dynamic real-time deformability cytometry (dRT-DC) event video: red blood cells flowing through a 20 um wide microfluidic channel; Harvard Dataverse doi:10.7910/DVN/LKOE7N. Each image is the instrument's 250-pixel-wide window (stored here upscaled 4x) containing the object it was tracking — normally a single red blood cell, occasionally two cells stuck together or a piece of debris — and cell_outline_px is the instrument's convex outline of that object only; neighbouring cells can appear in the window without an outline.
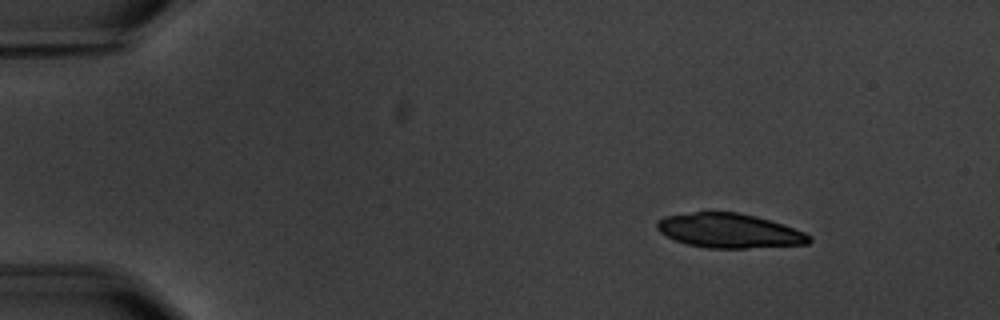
{"species": "common noctule bat (a hibernating species)", "species_latin": "Nyctalus noctula", "temperature_condition": "warm", "stored_images_in_passage": 5, "camera_frame_rate_fps": 3000, "um_per_image_px": 0.085, "animal": {"sex": "male", "body_mass_g": 20.1, "forearm_length_mm": 53.5}, "frame": {"image": 1, "passage_image": 1, "time_ms": 0.0, "image_size_px": [1000, 320], "cell_outline_px": [[812, 240], [808, 244], [744, 248], [708, 248], [684, 244], [660, 232], [656, 228], [656, 220], [664, 216], [692, 212], [736, 212], [756, 216], [772, 220], [804, 232], [812, 236]], "centroid_in_image_um": [61.98, 19.61], "position_along_channel_um": 23.0, "area_um2": 30.63}}